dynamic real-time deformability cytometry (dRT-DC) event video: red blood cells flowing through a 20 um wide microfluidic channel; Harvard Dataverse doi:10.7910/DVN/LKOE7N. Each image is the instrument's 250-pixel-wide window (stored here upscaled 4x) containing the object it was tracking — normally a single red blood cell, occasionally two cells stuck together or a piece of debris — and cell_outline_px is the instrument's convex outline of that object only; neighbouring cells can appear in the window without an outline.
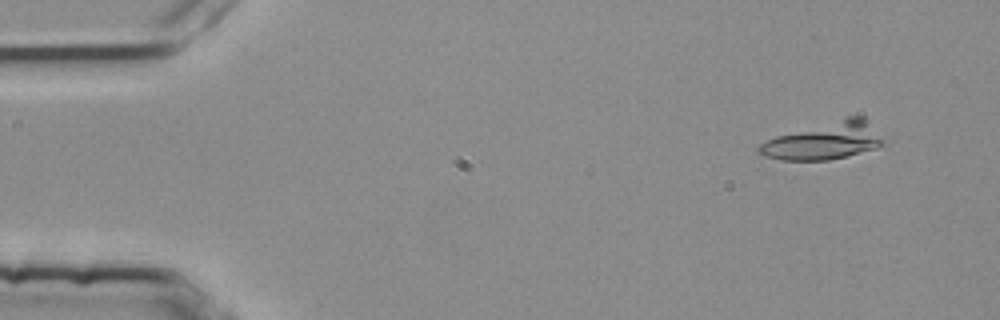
{"species": "common noctule bat (a hibernating species)", "species_latin": "Nyctalus noctula", "temperature_condition": "room temperature", "stored_images_in_passage": 3, "camera_frame_rate_fps": 3000, "um_per_image_px": 0.085, "animal": {"sex": "female", "body_mass_g": 25.1}, "frame": {"image": 1, "passage_image": 1, "time_ms": 0.0, "image_size_px": [1000, 320], "cell_outline_px": [[884, 144], [876, 148], [828, 160], [784, 160], [764, 156], [756, 152], [756, 148], [760, 144], [776, 136], [848, 116], [864, 116], [884, 140]], "centroid_in_image_um": [70.04, 11.97], "position_along_channel_um": 15.0, "area_um2": 26.59}}